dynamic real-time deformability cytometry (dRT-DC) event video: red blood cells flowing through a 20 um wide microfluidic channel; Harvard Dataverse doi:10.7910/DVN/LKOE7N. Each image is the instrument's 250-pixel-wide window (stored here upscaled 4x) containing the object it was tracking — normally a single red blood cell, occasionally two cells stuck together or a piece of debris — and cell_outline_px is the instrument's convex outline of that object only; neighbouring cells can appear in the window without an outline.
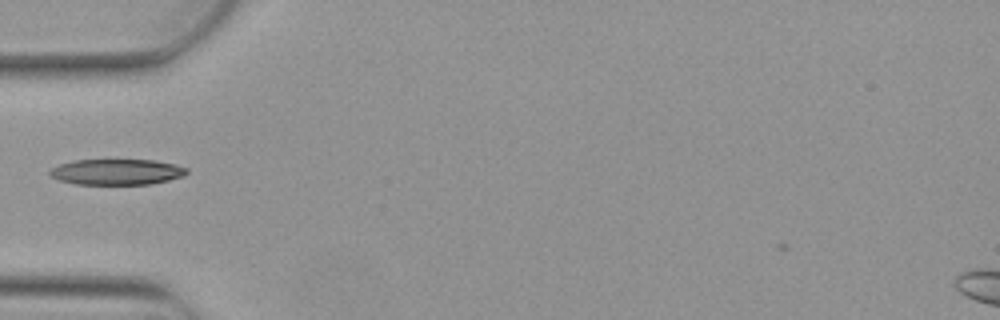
{"species": "Egyptian fruit bat (a non-hibernating species)", "species_latin": "Rousettus aegyptiacus", "temperature_condition": "warm", "stored_images_in_passage": 3, "camera_frame_rate_fps": 3000, "um_per_image_px": 0.085, "animal": {"sex": "female"}, "frame": {"image": 1, "passage_image": 2, "time_ms": 0.333, "image_size_px": [1000, 320], "cell_outline_px": [[188, 172], [184, 176], [168, 180], [148, 184], [76, 184], [60, 180], [48, 176], [48, 172], [52, 168], [60, 164], [72, 160], [156, 160], [176, 164], [188, 168]], "centroid_in_image_um": [9.93, 14.6], "position_along_channel_um": 75.1, "area_um2": 20.63}}
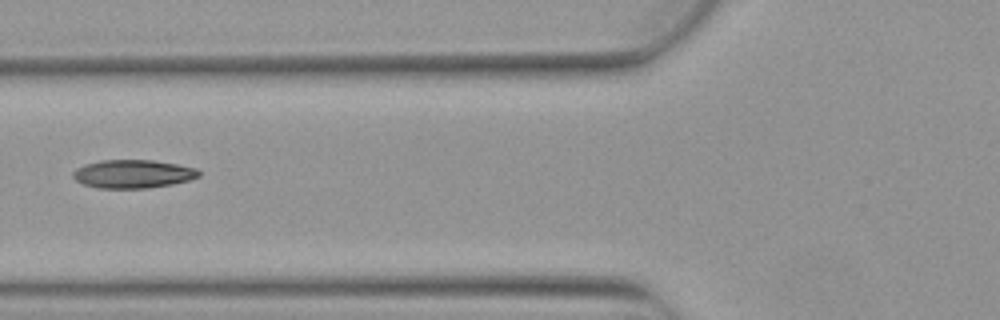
{"frame": {"image": 2, "passage_image": 3, "time_ms": 0.667, "image_size_px": [1000, 320], "cell_outline_px": [[200, 176], [188, 180], [172, 184], [148, 188], [96, 188], [84, 184], [76, 180], [72, 176], [72, 172], [76, 168], [84, 164], [100, 160], [152, 160], [176, 164], [196, 168], [200, 172]], "centroid_in_image_um": [11.27, 14.78], "position_along_channel_um": 114.5, "area_um2": 20.81}}